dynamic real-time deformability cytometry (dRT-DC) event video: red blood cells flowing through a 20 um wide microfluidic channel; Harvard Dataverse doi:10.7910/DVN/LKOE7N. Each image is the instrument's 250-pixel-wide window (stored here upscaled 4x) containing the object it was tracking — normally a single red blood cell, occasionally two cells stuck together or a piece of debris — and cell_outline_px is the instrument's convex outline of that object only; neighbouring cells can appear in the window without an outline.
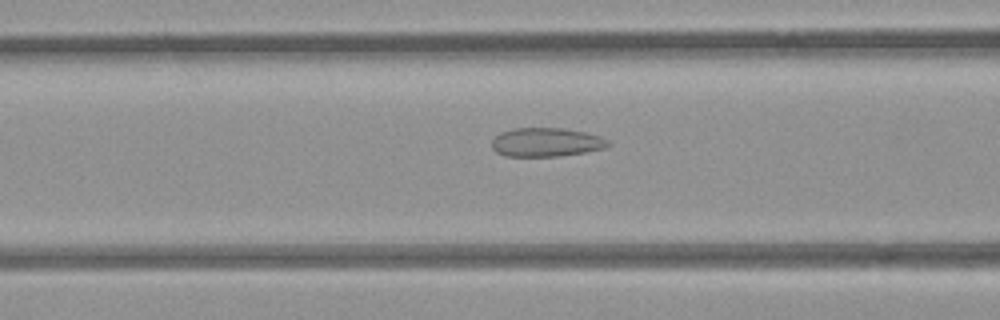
{"species": "common noctule bat (a hibernating species)", "species_latin": "Nyctalus noctula", "temperature_condition": "room temperature", "stored_images_in_passage": 43, "camera_frame_rate_fps": 3000, "um_per_image_px": 0.085, "animal": {"sex": "female", "body_mass_g": 21.9}, "frame": {"image": 1, "passage_image": 11, "time_ms": 3.333, "image_size_px": [1000, 320], "cell_outline_px": [[612, 144], [604, 148], [584, 152], [556, 156], [504, 156], [496, 152], [492, 148], [492, 140], [500, 132], [512, 128], [564, 128], [584, 132], [600, 136], [608, 140]], "centroid_in_image_um": [46.41, 12.08], "position_along_channel_um": 120.2, "area_um2": 19.54}}
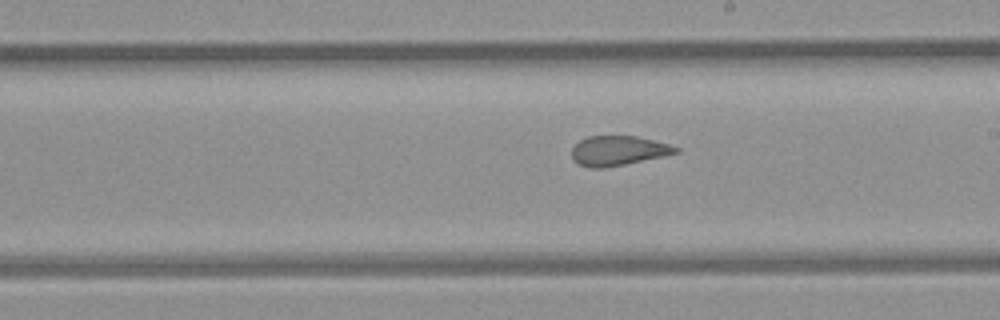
{"frame": {"image": 2, "passage_image": 20, "time_ms": 6.333, "image_size_px": [1000, 320], "cell_outline_px": [[680, 152], [664, 156], [604, 168], [588, 168], [576, 164], [572, 160], [572, 148], [580, 140], [588, 136], [636, 136], [668, 144], [680, 148]], "centroid_in_image_um": [52.52, 12.82], "position_along_channel_um": 236.5, "area_um2": 18.03}}
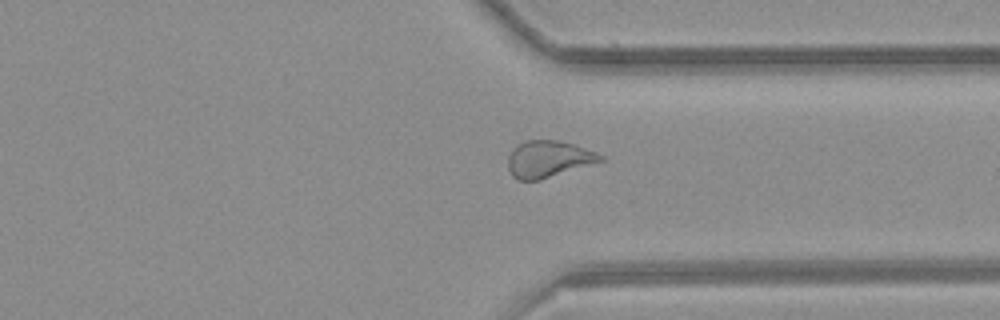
{"frame": {"image": 3, "passage_image": 30, "time_ms": 9.667, "image_size_px": [1000, 320], "cell_outline_px": [[604, 160], [540, 180], [516, 180], [512, 176], [508, 168], [508, 156], [516, 144], [528, 140], [560, 140], [596, 152], [604, 156]], "centroid_in_image_um": [46.58, 13.52], "position_along_channel_um": 364.8, "area_um2": 19.71}, "authors_computed_cell_mechanics": {"area_um2": 19.941, "velocity_mm_per_s": 3.8626, "shape_relaxation_time_tau1_ms": null, "shape_relaxation_time_tau2_ms": 1.2504, "deformation_change_tau1": null, "deformation_change_tau2": 0.0805}}